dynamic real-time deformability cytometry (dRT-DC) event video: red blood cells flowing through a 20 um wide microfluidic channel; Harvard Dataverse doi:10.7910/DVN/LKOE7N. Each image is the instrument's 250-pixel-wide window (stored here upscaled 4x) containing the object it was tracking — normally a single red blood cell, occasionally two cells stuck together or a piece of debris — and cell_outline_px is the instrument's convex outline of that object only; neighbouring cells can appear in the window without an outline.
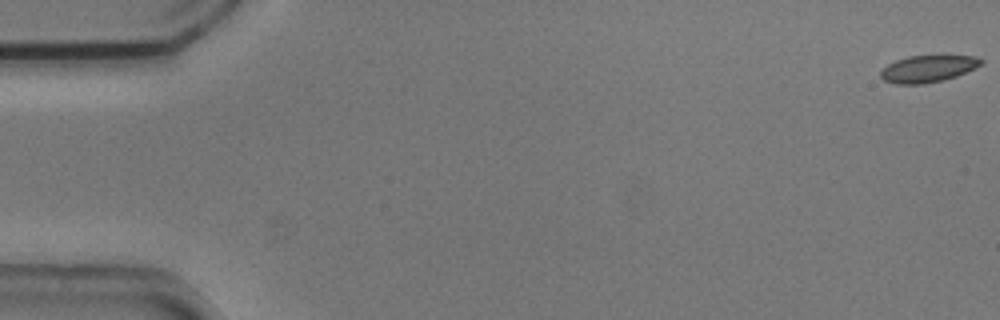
{"species": "common noctule bat (a hibernating species)", "species_latin": "Nyctalus noctula", "temperature_condition": "cold", "stored_images_in_passage": 8, "camera_frame_rate_fps": 3000, "um_per_image_px": 0.085, "animal": {"sex": "male", "body_mass_g": 20.5, "forearm_length_mm": 52.5}, "frame": {"image": 1, "passage_image": 1, "time_ms": 0.0, "image_size_px": [1000, 320], "cell_outline_px": [[984, 60], [980, 64], [956, 76], [944, 80], [924, 84], [896, 84], [884, 80], [880, 76], [880, 72], [888, 64], [896, 60], [908, 56], [940, 52], [944, 52], [976, 56]], "centroid_in_image_um": [78.91, 5.77], "position_along_channel_um": 6.1, "area_um2": 16.53}}